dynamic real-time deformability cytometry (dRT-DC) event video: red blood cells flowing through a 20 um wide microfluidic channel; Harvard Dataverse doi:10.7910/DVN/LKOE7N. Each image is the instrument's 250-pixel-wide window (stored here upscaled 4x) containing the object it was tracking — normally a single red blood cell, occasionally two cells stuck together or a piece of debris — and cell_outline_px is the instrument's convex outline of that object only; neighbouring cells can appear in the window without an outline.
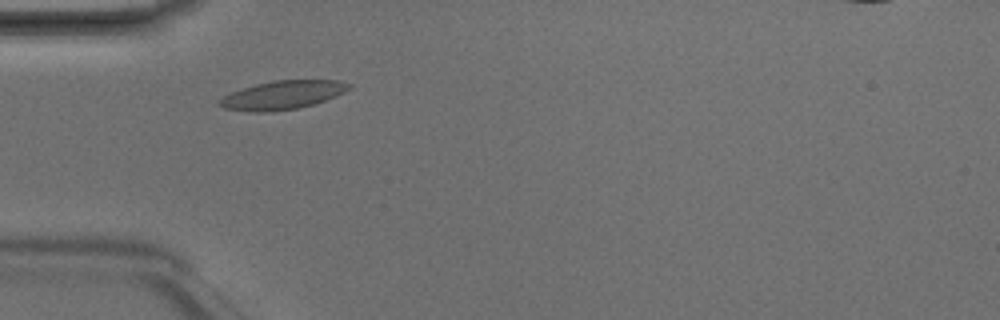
{"species": "Egyptian fruit bat (a non-hibernating species)", "species_latin": "Rousettus aegyptiacus", "temperature_condition": "room temperature", "stored_images_in_passage": 3, "camera_frame_rate_fps": 3000, "um_per_image_px": 0.085, "animal": {"sex": "male"}, "frame": {"image": 1, "passage_image": 2, "time_ms": 0.333, "image_size_px": [1000, 320], "cell_outline_px": [[352, 84], [344, 92], [336, 96], [312, 104], [296, 108], [268, 112], [252, 112], [224, 108], [220, 104], [220, 100], [224, 96], [232, 92], [256, 84], [276, 80], [336, 80]], "centroid_in_image_um": [24.02, 8.07], "position_along_channel_um": 61.0, "area_um2": 21.1}}